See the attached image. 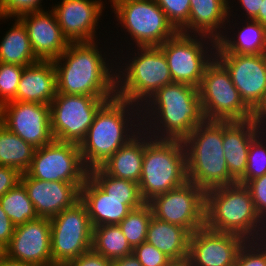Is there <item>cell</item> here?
Listing matches in <instances>:
<instances>
[{
	"instance_id": "cell-1",
	"label": "cell",
	"mask_w": 266,
	"mask_h": 266,
	"mask_svg": "<svg viewBox=\"0 0 266 266\" xmlns=\"http://www.w3.org/2000/svg\"><path fill=\"white\" fill-rule=\"evenodd\" d=\"M141 113L142 129L156 139L183 141L206 120L198 88L177 82L161 87L141 106Z\"/></svg>"
},
{
	"instance_id": "cell-2",
	"label": "cell",
	"mask_w": 266,
	"mask_h": 266,
	"mask_svg": "<svg viewBox=\"0 0 266 266\" xmlns=\"http://www.w3.org/2000/svg\"><path fill=\"white\" fill-rule=\"evenodd\" d=\"M97 41L69 43L67 49L53 60L57 93L116 96L117 72L109 66V61L106 62V56H102Z\"/></svg>"
},
{
	"instance_id": "cell-3",
	"label": "cell",
	"mask_w": 266,
	"mask_h": 266,
	"mask_svg": "<svg viewBox=\"0 0 266 266\" xmlns=\"http://www.w3.org/2000/svg\"><path fill=\"white\" fill-rule=\"evenodd\" d=\"M141 118V107L138 105L117 96L106 101L95 114L86 137L79 144L85 167L91 170L103 165L140 131Z\"/></svg>"
},
{
	"instance_id": "cell-4",
	"label": "cell",
	"mask_w": 266,
	"mask_h": 266,
	"mask_svg": "<svg viewBox=\"0 0 266 266\" xmlns=\"http://www.w3.org/2000/svg\"><path fill=\"white\" fill-rule=\"evenodd\" d=\"M205 226L246 241L262 240L266 234V222L258 214L249 190L239 183L206 191Z\"/></svg>"
},
{
	"instance_id": "cell-5",
	"label": "cell",
	"mask_w": 266,
	"mask_h": 266,
	"mask_svg": "<svg viewBox=\"0 0 266 266\" xmlns=\"http://www.w3.org/2000/svg\"><path fill=\"white\" fill-rule=\"evenodd\" d=\"M187 180L205 192L236 184L223 150V121L205 120L184 140Z\"/></svg>"
},
{
	"instance_id": "cell-6",
	"label": "cell",
	"mask_w": 266,
	"mask_h": 266,
	"mask_svg": "<svg viewBox=\"0 0 266 266\" xmlns=\"http://www.w3.org/2000/svg\"><path fill=\"white\" fill-rule=\"evenodd\" d=\"M187 180L183 141L152 138L147 132L139 189L147 203Z\"/></svg>"
},
{
	"instance_id": "cell-7",
	"label": "cell",
	"mask_w": 266,
	"mask_h": 266,
	"mask_svg": "<svg viewBox=\"0 0 266 266\" xmlns=\"http://www.w3.org/2000/svg\"><path fill=\"white\" fill-rule=\"evenodd\" d=\"M136 50L137 53L134 52L128 64L123 62L121 68L117 65L118 69H114L118 72L116 96L141 107L161 87L173 83V80L167 59L159 47H137Z\"/></svg>"
},
{
	"instance_id": "cell-8",
	"label": "cell",
	"mask_w": 266,
	"mask_h": 266,
	"mask_svg": "<svg viewBox=\"0 0 266 266\" xmlns=\"http://www.w3.org/2000/svg\"><path fill=\"white\" fill-rule=\"evenodd\" d=\"M198 92L206 120L244 121L253 118V111L240 97L229 72L216 58L205 68Z\"/></svg>"
},
{
	"instance_id": "cell-9",
	"label": "cell",
	"mask_w": 266,
	"mask_h": 266,
	"mask_svg": "<svg viewBox=\"0 0 266 266\" xmlns=\"http://www.w3.org/2000/svg\"><path fill=\"white\" fill-rule=\"evenodd\" d=\"M111 6L137 47H159L179 32L154 0H119Z\"/></svg>"
},
{
	"instance_id": "cell-10",
	"label": "cell",
	"mask_w": 266,
	"mask_h": 266,
	"mask_svg": "<svg viewBox=\"0 0 266 266\" xmlns=\"http://www.w3.org/2000/svg\"><path fill=\"white\" fill-rule=\"evenodd\" d=\"M216 46L217 42L209 37L178 32L159 48L167 59L173 82L198 88L205 68L215 58Z\"/></svg>"
},
{
	"instance_id": "cell-11",
	"label": "cell",
	"mask_w": 266,
	"mask_h": 266,
	"mask_svg": "<svg viewBox=\"0 0 266 266\" xmlns=\"http://www.w3.org/2000/svg\"><path fill=\"white\" fill-rule=\"evenodd\" d=\"M114 97L57 93L49 105L54 139L80 144L99 108Z\"/></svg>"
},
{
	"instance_id": "cell-12",
	"label": "cell",
	"mask_w": 266,
	"mask_h": 266,
	"mask_svg": "<svg viewBox=\"0 0 266 266\" xmlns=\"http://www.w3.org/2000/svg\"><path fill=\"white\" fill-rule=\"evenodd\" d=\"M50 223L53 266H65L92 250L93 227L81 201L51 218Z\"/></svg>"
},
{
	"instance_id": "cell-13",
	"label": "cell",
	"mask_w": 266,
	"mask_h": 266,
	"mask_svg": "<svg viewBox=\"0 0 266 266\" xmlns=\"http://www.w3.org/2000/svg\"><path fill=\"white\" fill-rule=\"evenodd\" d=\"M147 203L153 217L181 226L190 234L205 226L206 192L190 181Z\"/></svg>"
},
{
	"instance_id": "cell-14",
	"label": "cell",
	"mask_w": 266,
	"mask_h": 266,
	"mask_svg": "<svg viewBox=\"0 0 266 266\" xmlns=\"http://www.w3.org/2000/svg\"><path fill=\"white\" fill-rule=\"evenodd\" d=\"M26 173L31 178L44 181L84 183L89 170L83 163L79 144L54 139L35 149Z\"/></svg>"
},
{
	"instance_id": "cell-15",
	"label": "cell",
	"mask_w": 266,
	"mask_h": 266,
	"mask_svg": "<svg viewBox=\"0 0 266 266\" xmlns=\"http://www.w3.org/2000/svg\"><path fill=\"white\" fill-rule=\"evenodd\" d=\"M0 122L34 148L54 140L49 105L23 101L5 103L0 107Z\"/></svg>"
},
{
	"instance_id": "cell-16",
	"label": "cell",
	"mask_w": 266,
	"mask_h": 266,
	"mask_svg": "<svg viewBox=\"0 0 266 266\" xmlns=\"http://www.w3.org/2000/svg\"><path fill=\"white\" fill-rule=\"evenodd\" d=\"M244 103L254 112L266 95V54L215 53Z\"/></svg>"
},
{
	"instance_id": "cell-17",
	"label": "cell",
	"mask_w": 266,
	"mask_h": 266,
	"mask_svg": "<svg viewBox=\"0 0 266 266\" xmlns=\"http://www.w3.org/2000/svg\"><path fill=\"white\" fill-rule=\"evenodd\" d=\"M50 242V219L38 217L15 227L4 254L34 266H53Z\"/></svg>"
},
{
	"instance_id": "cell-18",
	"label": "cell",
	"mask_w": 266,
	"mask_h": 266,
	"mask_svg": "<svg viewBox=\"0 0 266 266\" xmlns=\"http://www.w3.org/2000/svg\"><path fill=\"white\" fill-rule=\"evenodd\" d=\"M246 240L236 234L218 232L206 226L190 235L189 259L191 266L235 265L240 248Z\"/></svg>"
},
{
	"instance_id": "cell-19",
	"label": "cell",
	"mask_w": 266,
	"mask_h": 266,
	"mask_svg": "<svg viewBox=\"0 0 266 266\" xmlns=\"http://www.w3.org/2000/svg\"><path fill=\"white\" fill-rule=\"evenodd\" d=\"M103 5L101 0H62L51 10L69 43L93 42Z\"/></svg>"
},
{
	"instance_id": "cell-20",
	"label": "cell",
	"mask_w": 266,
	"mask_h": 266,
	"mask_svg": "<svg viewBox=\"0 0 266 266\" xmlns=\"http://www.w3.org/2000/svg\"><path fill=\"white\" fill-rule=\"evenodd\" d=\"M20 182L24 185L38 217L48 219L79 202L80 189L84 184L44 181L31 178L27 173L21 175Z\"/></svg>"
},
{
	"instance_id": "cell-21",
	"label": "cell",
	"mask_w": 266,
	"mask_h": 266,
	"mask_svg": "<svg viewBox=\"0 0 266 266\" xmlns=\"http://www.w3.org/2000/svg\"><path fill=\"white\" fill-rule=\"evenodd\" d=\"M17 18L24 24L38 60L53 61L67 49L69 41L64 37L52 10L28 12Z\"/></svg>"
},
{
	"instance_id": "cell-22",
	"label": "cell",
	"mask_w": 266,
	"mask_h": 266,
	"mask_svg": "<svg viewBox=\"0 0 266 266\" xmlns=\"http://www.w3.org/2000/svg\"><path fill=\"white\" fill-rule=\"evenodd\" d=\"M229 3V0H190L188 22L179 32L206 36L217 42L225 32L228 33L225 30V27H228L226 25L230 24L228 18L234 16L231 14ZM220 28L225 31H221Z\"/></svg>"
},
{
	"instance_id": "cell-23",
	"label": "cell",
	"mask_w": 266,
	"mask_h": 266,
	"mask_svg": "<svg viewBox=\"0 0 266 266\" xmlns=\"http://www.w3.org/2000/svg\"><path fill=\"white\" fill-rule=\"evenodd\" d=\"M261 130L253 118L223 121V150L229 173L236 181L245 174L250 143Z\"/></svg>"
},
{
	"instance_id": "cell-24",
	"label": "cell",
	"mask_w": 266,
	"mask_h": 266,
	"mask_svg": "<svg viewBox=\"0 0 266 266\" xmlns=\"http://www.w3.org/2000/svg\"><path fill=\"white\" fill-rule=\"evenodd\" d=\"M80 201L86 206L92 227L118 225L131 211L126 198L107 196L89 176L81 186Z\"/></svg>"
},
{
	"instance_id": "cell-25",
	"label": "cell",
	"mask_w": 266,
	"mask_h": 266,
	"mask_svg": "<svg viewBox=\"0 0 266 266\" xmlns=\"http://www.w3.org/2000/svg\"><path fill=\"white\" fill-rule=\"evenodd\" d=\"M57 95V75L53 61H41L25 66L14 101L50 105Z\"/></svg>"
},
{
	"instance_id": "cell-26",
	"label": "cell",
	"mask_w": 266,
	"mask_h": 266,
	"mask_svg": "<svg viewBox=\"0 0 266 266\" xmlns=\"http://www.w3.org/2000/svg\"><path fill=\"white\" fill-rule=\"evenodd\" d=\"M145 135L146 131L144 132V129H140L133 138L110 156L100 168L107 175L139 183L145 150Z\"/></svg>"
},
{
	"instance_id": "cell-27",
	"label": "cell",
	"mask_w": 266,
	"mask_h": 266,
	"mask_svg": "<svg viewBox=\"0 0 266 266\" xmlns=\"http://www.w3.org/2000/svg\"><path fill=\"white\" fill-rule=\"evenodd\" d=\"M190 235L185 228L152 216L147 229L146 242L170 259H180L189 256Z\"/></svg>"
},
{
	"instance_id": "cell-28",
	"label": "cell",
	"mask_w": 266,
	"mask_h": 266,
	"mask_svg": "<svg viewBox=\"0 0 266 266\" xmlns=\"http://www.w3.org/2000/svg\"><path fill=\"white\" fill-rule=\"evenodd\" d=\"M241 27L235 35L237 38L224 33L217 41L215 53L266 54V28L253 19H246Z\"/></svg>"
},
{
	"instance_id": "cell-29",
	"label": "cell",
	"mask_w": 266,
	"mask_h": 266,
	"mask_svg": "<svg viewBox=\"0 0 266 266\" xmlns=\"http://www.w3.org/2000/svg\"><path fill=\"white\" fill-rule=\"evenodd\" d=\"M38 61L31 48L26 28L16 17L15 24L0 41V62L25 67Z\"/></svg>"
},
{
	"instance_id": "cell-30",
	"label": "cell",
	"mask_w": 266,
	"mask_h": 266,
	"mask_svg": "<svg viewBox=\"0 0 266 266\" xmlns=\"http://www.w3.org/2000/svg\"><path fill=\"white\" fill-rule=\"evenodd\" d=\"M35 149L0 122V166L26 173L31 166Z\"/></svg>"
},
{
	"instance_id": "cell-31",
	"label": "cell",
	"mask_w": 266,
	"mask_h": 266,
	"mask_svg": "<svg viewBox=\"0 0 266 266\" xmlns=\"http://www.w3.org/2000/svg\"><path fill=\"white\" fill-rule=\"evenodd\" d=\"M92 250L112 262L133 253L119 225L93 227Z\"/></svg>"
},
{
	"instance_id": "cell-32",
	"label": "cell",
	"mask_w": 266,
	"mask_h": 266,
	"mask_svg": "<svg viewBox=\"0 0 266 266\" xmlns=\"http://www.w3.org/2000/svg\"><path fill=\"white\" fill-rule=\"evenodd\" d=\"M110 197L126 198L132 210L146 203L141 196L139 184L126 179L107 175L100 167L89 170L88 175Z\"/></svg>"
},
{
	"instance_id": "cell-33",
	"label": "cell",
	"mask_w": 266,
	"mask_h": 266,
	"mask_svg": "<svg viewBox=\"0 0 266 266\" xmlns=\"http://www.w3.org/2000/svg\"><path fill=\"white\" fill-rule=\"evenodd\" d=\"M0 205L15 227L38 218L34 205L21 182L0 198Z\"/></svg>"
},
{
	"instance_id": "cell-34",
	"label": "cell",
	"mask_w": 266,
	"mask_h": 266,
	"mask_svg": "<svg viewBox=\"0 0 266 266\" xmlns=\"http://www.w3.org/2000/svg\"><path fill=\"white\" fill-rule=\"evenodd\" d=\"M152 210L148 203L132 209L118 224L132 248L146 242L147 229L152 218Z\"/></svg>"
},
{
	"instance_id": "cell-35",
	"label": "cell",
	"mask_w": 266,
	"mask_h": 266,
	"mask_svg": "<svg viewBox=\"0 0 266 266\" xmlns=\"http://www.w3.org/2000/svg\"><path fill=\"white\" fill-rule=\"evenodd\" d=\"M263 131L250 143L245 174L237 181L239 184L245 185L250 180L266 174V132ZM262 133L265 135L261 136Z\"/></svg>"
},
{
	"instance_id": "cell-36",
	"label": "cell",
	"mask_w": 266,
	"mask_h": 266,
	"mask_svg": "<svg viewBox=\"0 0 266 266\" xmlns=\"http://www.w3.org/2000/svg\"><path fill=\"white\" fill-rule=\"evenodd\" d=\"M24 66L0 62V107L14 101Z\"/></svg>"
},
{
	"instance_id": "cell-37",
	"label": "cell",
	"mask_w": 266,
	"mask_h": 266,
	"mask_svg": "<svg viewBox=\"0 0 266 266\" xmlns=\"http://www.w3.org/2000/svg\"><path fill=\"white\" fill-rule=\"evenodd\" d=\"M236 266H266V241H246L240 248Z\"/></svg>"
},
{
	"instance_id": "cell-38",
	"label": "cell",
	"mask_w": 266,
	"mask_h": 266,
	"mask_svg": "<svg viewBox=\"0 0 266 266\" xmlns=\"http://www.w3.org/2000/svg\"><path fill=\"white\" fill-rule=\"evenodd\" d=\"M166 14L168 20L179 31L187 22L190 0H154Z\"/></svg>"
},
{
	"instance_id": "cell-39",
	"label": "cell",
	"mask_w": 266,
	"mask_h": 266,
	"mask_svg": "<svg viewBox=\"0 0 266 266\" xmlns=\"http://www.w3.org/2000/svg\"><path fill=\"white\" fill-rule=\"evenodd\" d=\"M41 1L43 0H0V20L44 10Z\"/></svg>"
},
{
	"instance_id": "cell-40",
	"label": "cell",
	"mask_w": 266,
	"mask_h": 266,
	"mask_svg": "<svg viewBox=\"0 0 266 266\" xmlns=\"http://www.w3.org/2000/svg\"><path fill=\"white\" fill-rule=\"evenodd\" d=\"M133 254L142 266H164L170 260L168 256L147 242L135 246Z\"/></svg>"
},
{
	"instance_id": "cell-41",
	"label": "cell",
	"mask_w": 266,
	"mask_h": 266,
	"mask_svg": "<svg viewBox=\"0 0 266 266\" xmlns=\"http://www.w3.org/2000/svg\"><path fill=\"white\" fill-rule=\"evenodd\" d=\"M245 187L249 190L258 214L266 222V174L250 180Z\"/></svg>"
},
{
	"instance_id": "cell-42",
	"label": "cell",
	"mask_w": 266,
	"mask_h": 266,
	"mask_svg": "<svg viewBox=\"0 0 266 266\" xmlns=\"http://www.w3.org/2000/svg\"><path fill=\"white\" fill-rule=\"evenodd\" d=\"M65 266H112V261L90 250L72 259Z\"/></svg>"
},
{
	"instance_id": "cell-43",
	"label": "cell",
	"mask_w": 266,
	"mask_h": 266,
	"mask_svg": "<svg viewBox=\"0 0 266 266\" xmlns=\"http://www.w3.org/2000/svg\"><path fill=\"white\" fill-rule=\"evenodd\" d=\"M21 175L15 168L0 166V198L20 183Z\"/></svg>"
},
{
	"instance_id": "cell-44",
	"label": "cell",
	"mask_w": 266,
	"mask_h": 266,
	"mask_svg": "<svg viewBox=\"0 0 266 266\" xmlns=\"http://www.w3.org/2000/svg\"><path fill=\"white\" fill-rule=\"evenodd\" d=\"M14 229L15 226L2 210L0 205V247L2 249H5V247L10 243V239L14 234Z\"/></svg>"
},
{
	"instance_id": "cell-45",
	"label": "cell",
	"mask_w": 266,
	"mask_h": 266,
	"mask_svg": "<svg viewBox=\"0 0 266 266\" xmlns=\"http://www.w3.org/2000/svg\"><path fill=\"white\" fill-rule=\"evenodd\" d=\"M241 4L240 7L246 12L245 17L249 19H254L259 12V9H261V4L263 0H238Z\"/></svg>"
},
{
	"instance_id": "cell-46",
	"label": "cell",
	"mask_w": 266,
	"mask_h": 266,
	"mask_svg": "<svg viewBox=\"0 0 266 266\" xmlns=\"http://www.w3.org/2000/svg\"><path fill=\"white\" fill-rule=\"evenodd\" d=\"M253 120L258 124L260 128H262L263 130L266 129V95L263 102L253 112Z\"/></svg>"
},
{
	"instance_id": "cell-47",
	"label": "cell",
	"mask_w": 266,
	"mask_h": 266,
	"mask_svg": "<svg viewBox=\"0 0 266 266\" xmlns=\"http://www.w3.org/2000/svg\"><path fill=\"white\" fill-rule=\"evenodd\" d=\"M112 266H142L139 260L132 253L112 262Z\"/></svg>"
},
{
	"instance_id": "cell-48",
	"label": "cell",
	"mask_w": 266,
	"mask_h": 266,
	"mask_svg": "<svg viewBox=\"0 0 266 266\" xmlns=\"http://www.w3.org/2000/svg\"><path fill=\"white\" fill-rule=\"evenodd\" d=\"M0 266H34V265L11 259L5 254H3L0 258Z\"/></svg>"
},
{
	"instance_id": "cell-49",
	"label": "cell",
	"mask_w": 266,
	"mask_h": 266,
	"mask_svg": "<svg viewBox=\"0 0 266 266\" xmlns=\"http://www.w3.org/2000/svg\"><path fill=\"white\" fill-rule=\"evenodd\" d=\"M164 266H191L188 256L180 259H170Z\"/></svg>"
},
{
	"instance_id": "cell-50",
	"label": "cell",
	"mask_w": 266,
	"mask_h": 266,
	"mask_svg": "<svg viewBox=\"0 0 266 266\" xmlns=\"http://www.w3.org/2000/svg\"><path fill=\"white\" fill-rule=\"evenodd\" d=\"M253 20L258 21L266 28V0H263L261 9H259L258 15Z\"/></svg>"
},
{
	"instance_id": "cell-51",
	"label": "cell",
	"mask_w": 266,
	"mask_h": 266,
	"mask_svg": "<svg viewBox=\"0 0 266 266\" xmlns=\"http://www.w3.org/2000/svg\"><path fill=\"white\" fill-rule=\"evenodd\" d=\"M4 254V249H2L1 247H0V258H1V256Z\"/></svg>"
},
{
	"instance_id": "cell-52",
	"label": "cell",
	"mask_w": 266,
	"mask_h": 266,
	"mask_svg": "<svg viewBox=\"0 0 266 266\" xmlns=\"http://www.w3.org/2000/svg\"><path fill=\"white\" fill-rule=\"evenodd\" d=\"M111 2V4L113 5L114 3H116L119 0H109Z\"/></svg>"
}]
</instances>
